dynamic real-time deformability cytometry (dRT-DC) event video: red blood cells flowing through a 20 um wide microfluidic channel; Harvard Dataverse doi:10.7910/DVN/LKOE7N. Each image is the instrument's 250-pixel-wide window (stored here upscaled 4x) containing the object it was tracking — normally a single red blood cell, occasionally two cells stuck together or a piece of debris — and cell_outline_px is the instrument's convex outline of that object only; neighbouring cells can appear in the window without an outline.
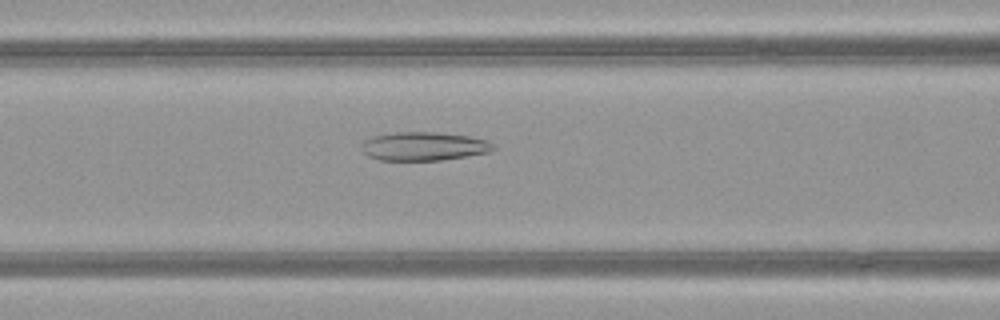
{"species": "common noctule bat (a hibernating species)", "species_latin": "Nyctalus noctula", "temperature_condition": "warm", "stored_images_in_passage": 46, "camera_frame_rate_fps": 3000, "um_per_image_px": 0.085, "animal": {"sex": "female", "body_mass_g": 21.9}, "frame": {"image": 1, "passage_image": 18, "time_ms": 5.667, "image_size_px": [1000, 320], "cell_outline_px": [[496, 148], [488, 152], [468, 156], [440, 160], [380, 160], [368, 156], [364, 152], [360, 144], [364, 140], [372, 136], [396, 132], [436, 132], [468, 136], [488, 140]], "centroid_in_image_um": [36.01, 12.43], "position_along_channel_um": 130.6, "area_um2": 21.96}}
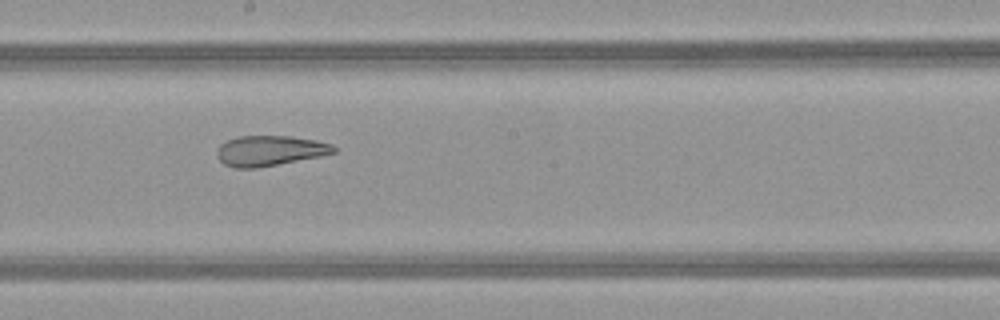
{"frame": {"image": 2, "passage_image": 25, "time_ms": 8.0, "image_size_px": [1000, 320], "cell_outline_px": [[336, 152], [320, 156], [256, 168], [232, 168], [224, 164], [216, 156], [216, 148], [220, 144], [236, 136], [288, 136], [316, 140], [332, 144], [336, 148]], "centroid_in_image_um": [22.89, 12.81], "position_along_channel_um": 225.3, "area_um2": 20.63}}
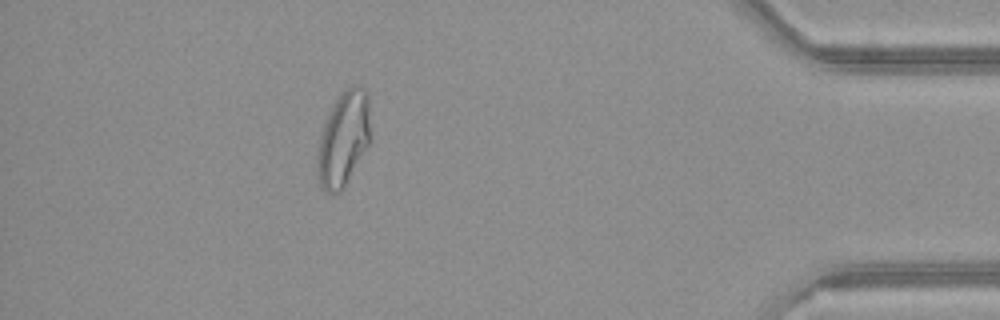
{"frame": {"image": 3, "passage_image": 42, "time_ms": 13.667, "image_size_px": [1000, 320], "cell_outline_px": [[368, 144], [340, 192], [328, 192], [320, 184], [316, 176], [316, 156], [320, 136], [324, 124], [336, 100], [344, 88], [352, 84], [356, 84], [364, 88], [368, 92]], "centroid_in_image_um": [29.15, 11.77], "position_along_channel_um": 406.0, "area_um2": 28.61}}